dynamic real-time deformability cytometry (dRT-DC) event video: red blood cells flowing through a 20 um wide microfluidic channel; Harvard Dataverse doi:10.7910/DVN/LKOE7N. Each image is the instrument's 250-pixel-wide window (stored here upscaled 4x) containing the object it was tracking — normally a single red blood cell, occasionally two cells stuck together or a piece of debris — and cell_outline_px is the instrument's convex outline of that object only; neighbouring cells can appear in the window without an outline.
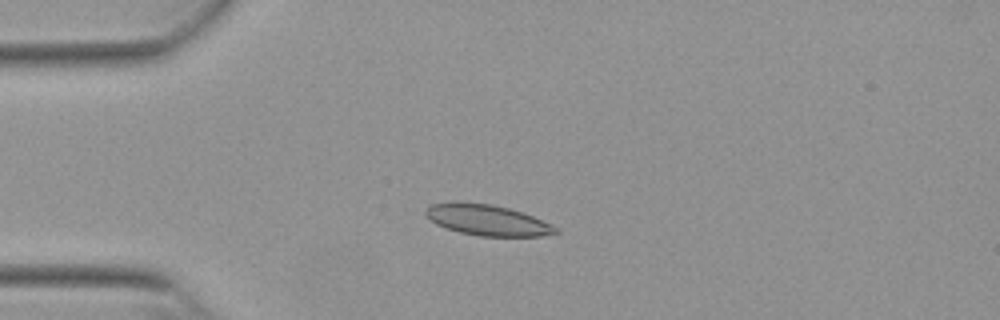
{"species": "Egyptian fruit bat (a non-hibernating species)", "species_latin": "Rousettus aegyptiacus", "temperature_condition": "warm", "stored_images_in_passage": 43, "camera_frame_rate_fps": 3000, "um_per_image_px": 0.085, "animal": {"sex": "female"}, "frame": {"image": 1, "passage_image": 4, "time_ms": 1.0, "image_size_px": [1000, 320], "cell_outline_px": [[560, 232], [540, 236], [480, 236], [460, 232], [444, 228], [436, 224], [424, 212], [432, 204], [452, 200], [460, 200], [492, 204], [508, 208], [532, 216], [552, 224]], "centroid_in_image_um": [41.38, 18.68], "position_along_channel_um": 43.6, "area_um2": 23.47}}
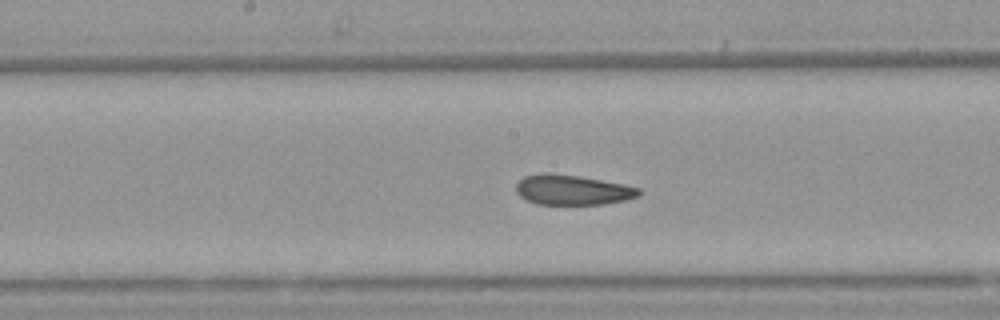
{"frame": {"image": 2, "passage_image": 18, "time_ms": 5.667, "image_size_px": [1000, 320], "cell_outline_px": [[640, 196], [624, 200], [604, 204], [536, 204], [520, 196], [516, 192], [516, 184], [524, 176], [544, 172], [548, 172], [576, 176], [600, 180], [640, 188]], "centroid_in_image_um": [48.62, 16.14], "position_along_channel_um": 199.6, "area_um2": 21.27}}
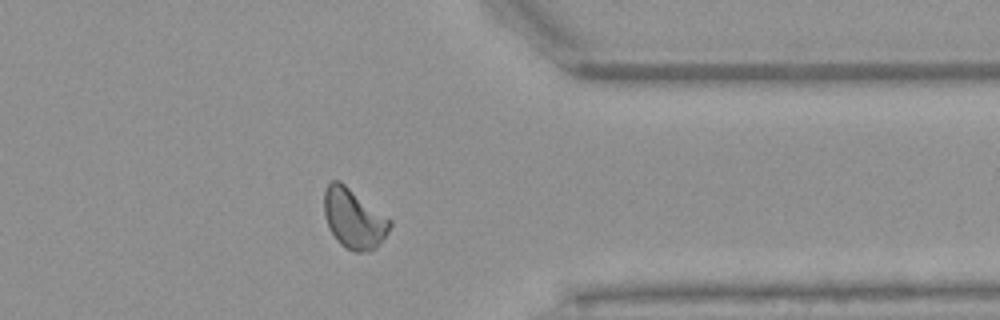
{"frame": {"image": 3, "passage_image": 33, "time_ms": 10.667, "image_size_px": [1000, 320], "cell_outline_px": [[392, 224], [388, 232], [376, 248], [368, 252], [356, 252], [344, 248], [336, 240], [324, 216], [324, 188], [332, 180], [340, 180], [392, 220]], "centroid_in_image_um": [30.07, 18.58], "position_along_channel_um": 381.3, "area_um2": 23.06}, "authors_computed_cell_mechanics": {"area_um2": 22.253, "velocity_mm_per_s": 3.8288, "shape_relaxation_time_tau1_ms": 8.3751, "shape_relaxation_time_tau2_ms": 2.6013, "deformation_change_tau1": 0.1556, "deformation_change_tau2": 0.0818}}